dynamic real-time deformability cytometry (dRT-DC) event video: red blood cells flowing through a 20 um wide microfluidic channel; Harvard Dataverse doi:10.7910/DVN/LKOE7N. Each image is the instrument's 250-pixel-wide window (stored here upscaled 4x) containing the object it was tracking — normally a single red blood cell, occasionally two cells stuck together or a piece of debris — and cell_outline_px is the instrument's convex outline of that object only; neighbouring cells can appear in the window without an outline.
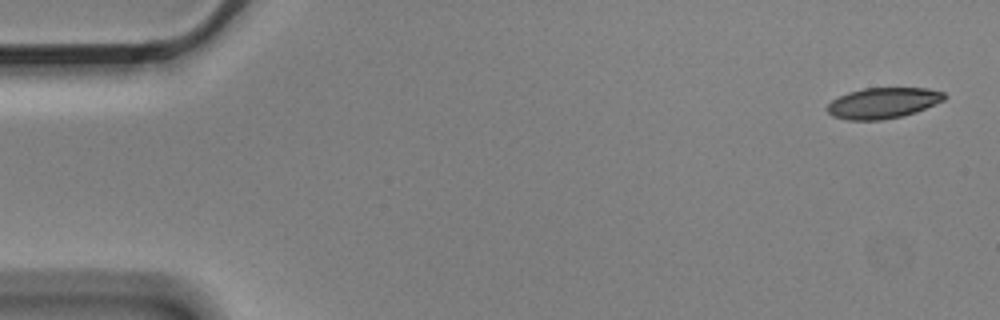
{"species": "Egyptian fruit bat (a non-hibernating species)", "species_latin": "Rousettus aegyptiacus", "temperature_condition": "cold", "stored_images_in_passage": 4, "camera_frame_rate_fps": 3000, "um_per_image_px": 0.085, "animal": {"sex": "male"}, "frame": {"image": 1, "passage_image": 1, "time_ms": 0.0, "image_size_px": [1000, 320], "cell_outline_px": [[948, 96], [944, 100], [916, 112], [904, 116], [880, 120], [848, 120], [832, 116], [828, 112], [828, 104], [832, 100], [848, 92], [864, 88], [928, 88], [944, 92]], "centroid_in_image_um": [75.08, 8.75], "position_along_channel_um": 9.9, "area_um2": 21.04}}